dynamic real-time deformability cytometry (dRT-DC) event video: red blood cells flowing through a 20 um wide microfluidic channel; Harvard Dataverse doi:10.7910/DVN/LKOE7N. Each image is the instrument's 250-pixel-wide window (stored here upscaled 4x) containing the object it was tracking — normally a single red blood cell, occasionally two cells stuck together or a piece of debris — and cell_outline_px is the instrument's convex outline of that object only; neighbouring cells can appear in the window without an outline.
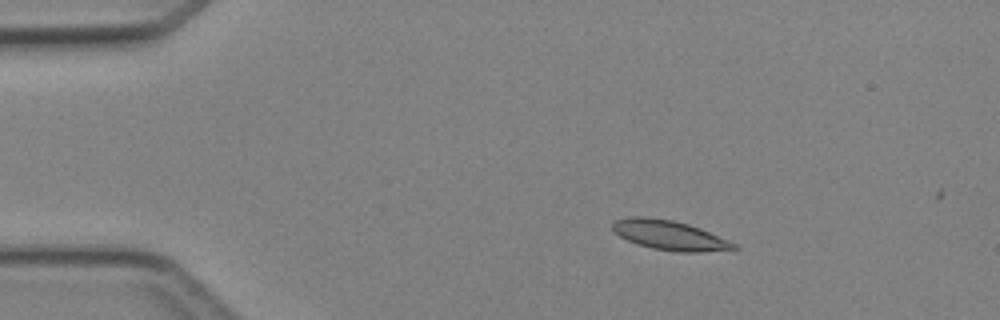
{"species": "Egyptian fruit bat (a non-hibernating species)", "species_latin": "Rousettus aegyptiacus", "temperature_condition": "cold", "stored_images_in_passage": 5, "camera_frame_rate_fps": 3000, "um_per_image_px": 0.085, "animal": {"sex": "female"}, "frame": {"image": 1, "passage_image": 3, "time_ms": 2.333, "image_size_px": [1000, 320], "cell_outline_px": [[740, 248], [700, 252], [680, 252], [652, 248], [636, 244], [620, 236], [612, 228], [612, 224], [616, 220], [628, 216], [644, 216], [672, 220], [688, 224], [700, 228], [728, 240], [736, 244]], "centroid_in_image_um": [56.89, 19.99], "position_along_channel_um": 28.1, "area_um2": 20.75}}